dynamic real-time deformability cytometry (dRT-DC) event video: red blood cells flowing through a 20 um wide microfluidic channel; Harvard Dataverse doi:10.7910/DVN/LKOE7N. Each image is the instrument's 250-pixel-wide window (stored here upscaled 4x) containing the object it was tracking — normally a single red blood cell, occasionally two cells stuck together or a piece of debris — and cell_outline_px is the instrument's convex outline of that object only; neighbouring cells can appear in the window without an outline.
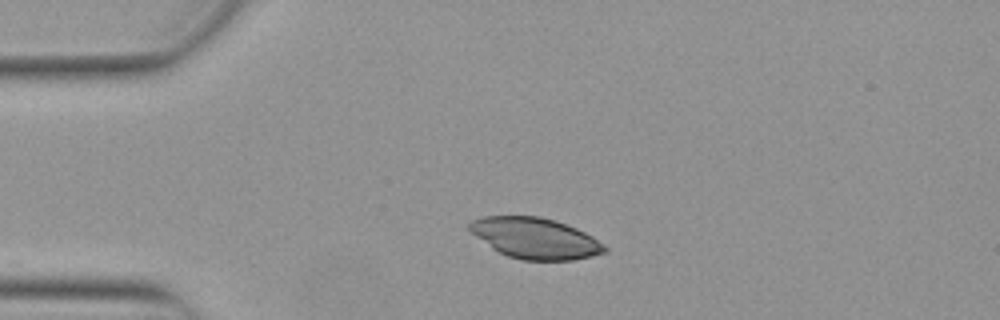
{"species": "Egyptian fruit bat (a non-hibernating species)", "species_latin": "Rousettus aegyptiacus", "temperature_condition": "warm", "stored_images_in_passage": 41, "camera_frame_rate_fps": 3000, "um_per_image_px": 0.085, "animal": {"sex": "female"}, "frame": {"image": 1, "passage_image": 1, "time_ms": 0.0, "image_size_px": [1000, 320], "cell_outline_px": [[608, 252], [592, 256], [572, 260], [520, 260], [508, 256], [492, 248], [476, 236], [468, 228], [468, 224], [472, 220], [484, 216], [540, 216], [576, 228], [592, 236], [604, 244], [608, 248]], "centroid_in_image_um": [45.51, 20.25], "position_along_channel_um": 39.5, "area_um2": 32.02}}
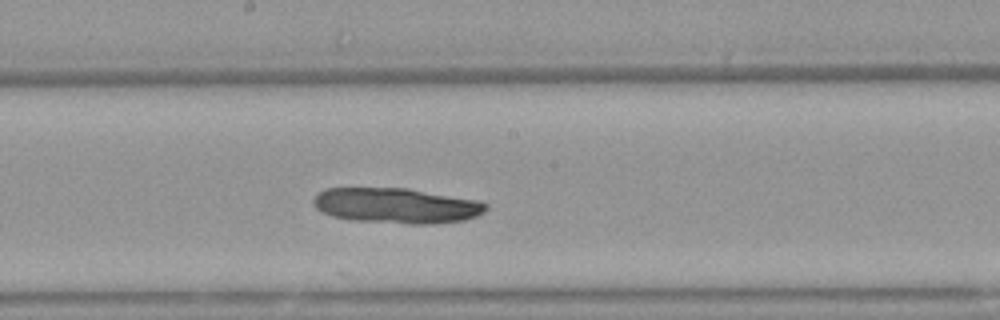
{"frame": {"image": 2, "passage_image": 17, "time_ms": 5.333, "image_size_px": [1000, 320], "cell_outline_px": [[488, 208], [484, 212], [476, 216], [464, 220], [436, 224], [408, 224], [352, 220], [332, 216], [320, 212], [312, 204], [312, 200], [324, 188], [408, 188], [480, 200], [488, 204]], "centroid_in_image_um": [33.71, 17.48], "position_along_channel_um": 214.5, "area_um2": 35.95}}
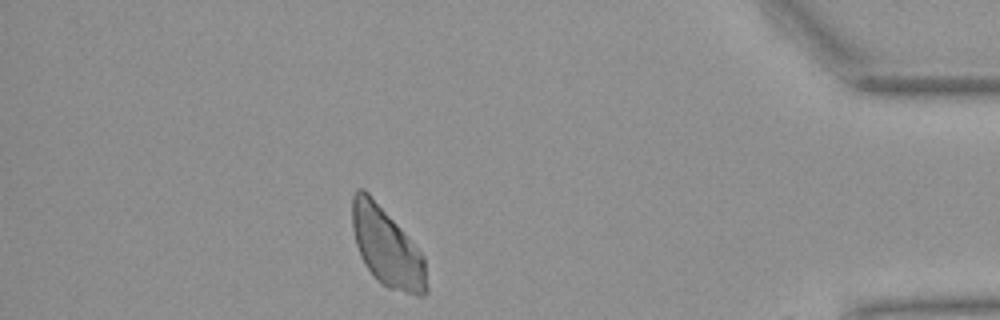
{"frame": {"image": 3, "passage_image": 35, "time_ms": 11.333, "image_size_px": [1000, 320], "cell_outline_px": [[428, 292], [424, 296], [416, 296], [388, 288], [376, 280], [364, 264], [360, 256], [356, 244], [352, 228], [352, 196], [356, 188], [364, 188], [368, 192], [400, 228], [424, 256], [428, 288]], "centroid_in_image_um": [32.87, 21.04], "position_along_channel_um": 402.3, "area_um2": 34.16}}